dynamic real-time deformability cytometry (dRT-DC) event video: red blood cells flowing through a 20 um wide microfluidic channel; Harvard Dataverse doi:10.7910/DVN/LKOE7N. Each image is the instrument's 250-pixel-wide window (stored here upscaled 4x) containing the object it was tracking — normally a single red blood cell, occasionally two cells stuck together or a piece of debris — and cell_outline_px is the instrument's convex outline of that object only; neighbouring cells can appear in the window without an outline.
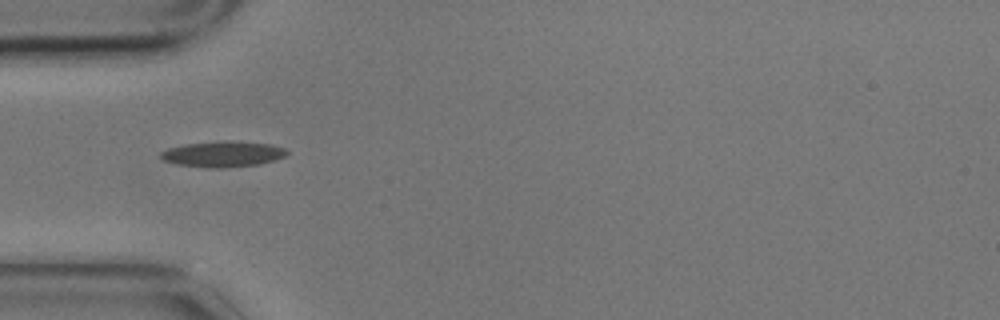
{"species": "common noctule bat (a hibernating species)", "species_latin": "Nyctalus noctula", "temperature_condition": "cold", "stored_images_in_passage": 12, "camera_frame_rate_fps": 3000, "um_per_image_px": 0.085, "animal": {"sex": "male", "body_mass_g": 17.9}, "frame": {"image": 1, "passage_image": 3, "time_ms": 0.667, "image_size_px": [1000, 320], "cell_outline_px": [[288, 152], [284, 156], [276, 160], [260, 164], [220, 168], [208, 168], [176, 164], [164, 160], [160, 156], [160, 152], [168, 148], [184, 144], [228, 140], [232, 140], [272, 144], [284, 148]], "centroid_in_image_um": [18.95, 13.09], "position_along_channel_um": 66.0, "area_um2": 19.07}}
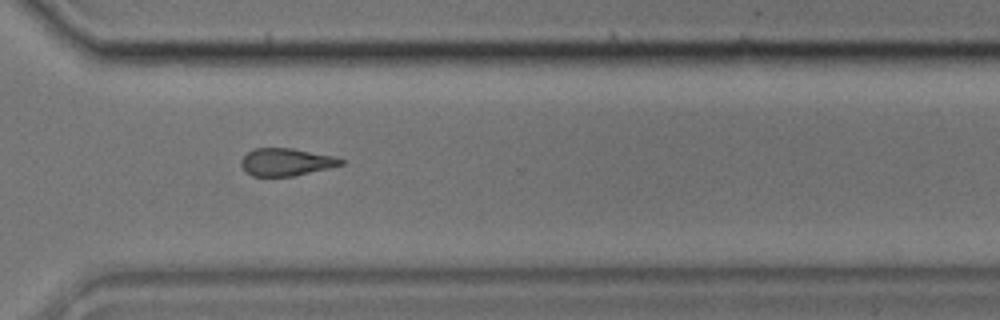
{"frame": {"image": 2, "passage_image": 10, "time_ms": 3.0, "image_size_px": [1000, 320], "cell_outline_px": [[344, 164], [328, 168], [292, 176], [252, 176], [240, 164], [240, 160], [252, 148], [292, 148], [332, 156], [344, 160]], "centroid_in_image_um": [24.29, 13.76], "position_along_channel_um": 346.3, "area_um2": 15.78}}
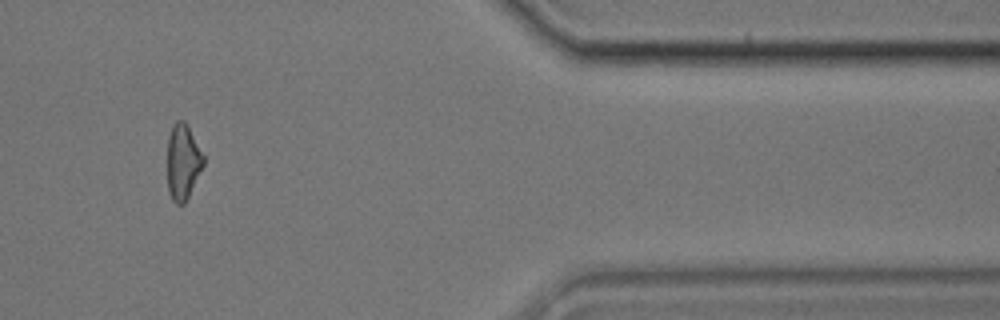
{"frame": {"image": 3, "passage_image": 12, "time_ms": 3.667, "image_size_px": [1000, 320], "cell_outline_px": [[204, 164], [184, 204], [176, 204], [172, 200], [168, 192], [168, 136], [172, 124], [176, 120], [184, 120], [204, 156]], "centroid_in_image_um": [15.53, 13.75], "position_along_channel_um": 395.9, "area_um2": 15.72}}